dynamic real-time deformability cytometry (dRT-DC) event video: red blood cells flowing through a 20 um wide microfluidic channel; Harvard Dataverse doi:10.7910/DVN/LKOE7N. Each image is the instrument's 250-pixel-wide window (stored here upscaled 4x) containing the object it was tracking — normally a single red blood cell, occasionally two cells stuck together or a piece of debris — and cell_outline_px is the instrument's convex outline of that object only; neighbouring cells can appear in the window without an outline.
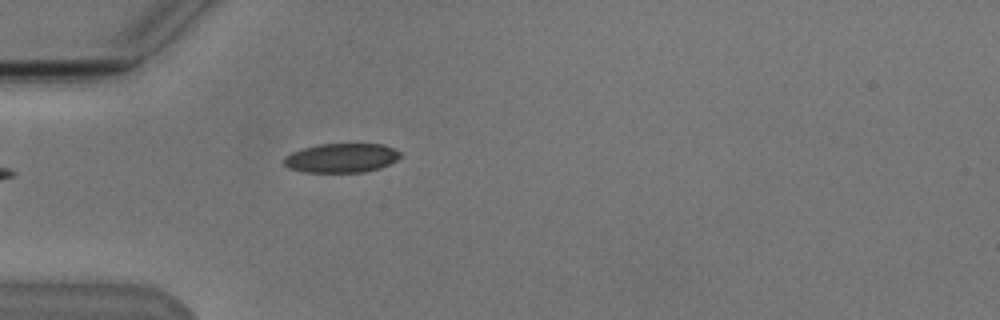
{"species": "Egyptian fruit bat (a non-hibernating species)", "species_latin": "Rousettus aegyptiacus", "temperature_condition": "cold", "stored_images_in_passage": 5, "camera_frame_rate_fps": 3000, "um_per_image_px": 0.085, "animal": {"sex": "male"}, "frame": {"image": 1, "passage_image": 5, "time_ms": 4.667, "image_size_px": [1000, 320], "cell_outline_px": [[400, 156], [396, 160], [380, 168], [364, 172], [300, 172], [288, 168], [284, 164], [284, 160], [292, 152], [304, 148], [320, 144], [384, 144], [400, 152]], "centroid_in_image_um": [29.02, 13.43], "position_along_channel_um": 56.0, "area_um2": 19.65}}